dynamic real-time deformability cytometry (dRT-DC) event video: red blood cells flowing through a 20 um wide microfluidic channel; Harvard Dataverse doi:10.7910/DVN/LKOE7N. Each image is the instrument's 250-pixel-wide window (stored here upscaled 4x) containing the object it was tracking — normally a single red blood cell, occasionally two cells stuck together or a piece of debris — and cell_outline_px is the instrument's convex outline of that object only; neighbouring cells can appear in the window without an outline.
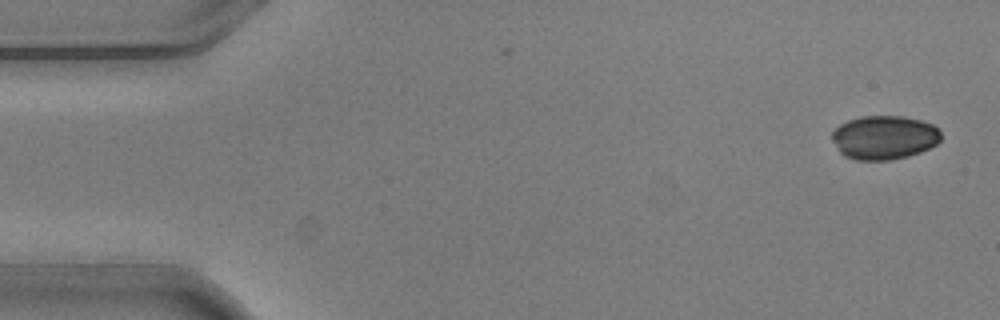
{"species": "common noctule bat (a hibernating species)", "species_latin": "Nyctalus noctula", "temperature_condition": "warm", "stored_images_in_passage": 10, "camera_frame_rate_fps": 3000, "um_per_image_px": 0.085, "animal": {"sex": "male", "body_mass_g": 20.5, "forearm_length_mm": 52.5}, "frame": {"image": 1, "passage_image": 1, "time_ms": 0.0, "image_size_px": [1000, 320], "cell_outline_px": [[940, 140], [936, 144], [920, 152], [908, 156], [892, 160], [856, 160], [844, 156], [840, 152], [832, 140], [832, 132], [840, 124], [848, 120], [860, 116], [904, 116], [920, 120], [932, 124], [940, 128]], "centroid_in_image_um": [75.15, 11.68], "position_along_channel_um": 9.8, "area_um2": 27.98}}
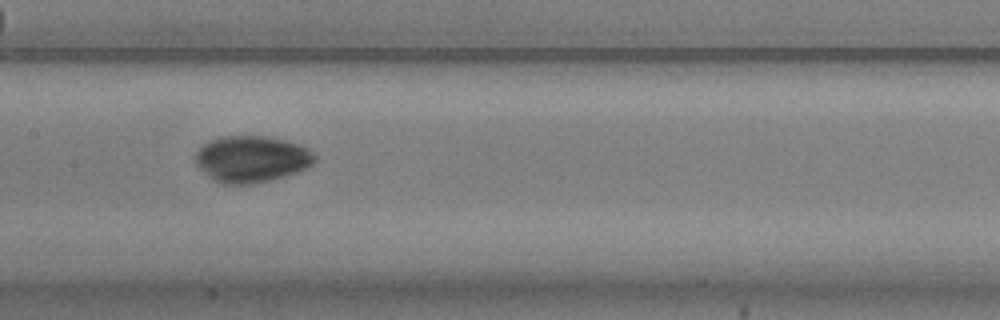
{"frame": {"image": 2, "passage_image": 8, "time_ms": 2.333, "image_size_px": [1000, 320], "cell_outline_px": [[316, 160], [312, 164], [296, 172], [272, 180], [252, 184], [220, 184], [212, 180], [192, 160], [196, 152], [208, 140], [220, 136], [264, 136], [284, 140], [300, 144], [308, 148], [316, 156]], "centroid_in_image_um": [21.35, 13.52], "position_along_channel_um": 186.1, "area_um2": 32.6}}
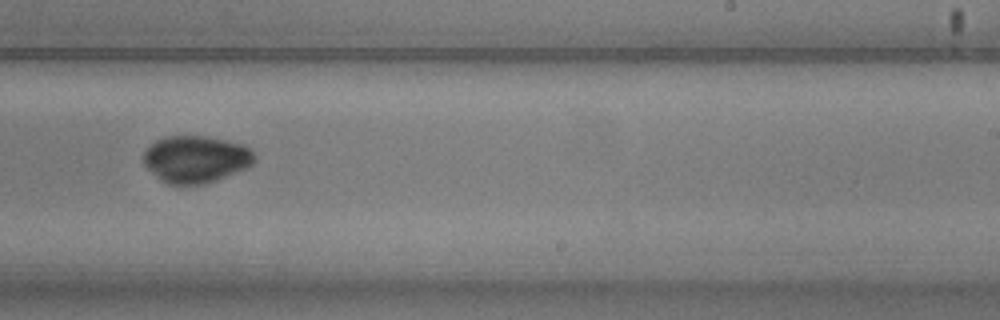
{"frame": {"image": 3, "passage_image": 10, "time_ms": 3.0, "image_size_px": [1000, 320], "cell_outline_px": [[256, 160], [252, 164], [236, 172], [216, 180], [204, 184], [168, 184], [160, 180], [144, 164], [144, 152], [156, 140], [164, 136], [208, 136], [244, 144], [252, 148], [256, 156]], "centroid_in_image_um": [16.68, 13.51], "position_along_channel_um": 272.3, "area_um2": 30.46}}